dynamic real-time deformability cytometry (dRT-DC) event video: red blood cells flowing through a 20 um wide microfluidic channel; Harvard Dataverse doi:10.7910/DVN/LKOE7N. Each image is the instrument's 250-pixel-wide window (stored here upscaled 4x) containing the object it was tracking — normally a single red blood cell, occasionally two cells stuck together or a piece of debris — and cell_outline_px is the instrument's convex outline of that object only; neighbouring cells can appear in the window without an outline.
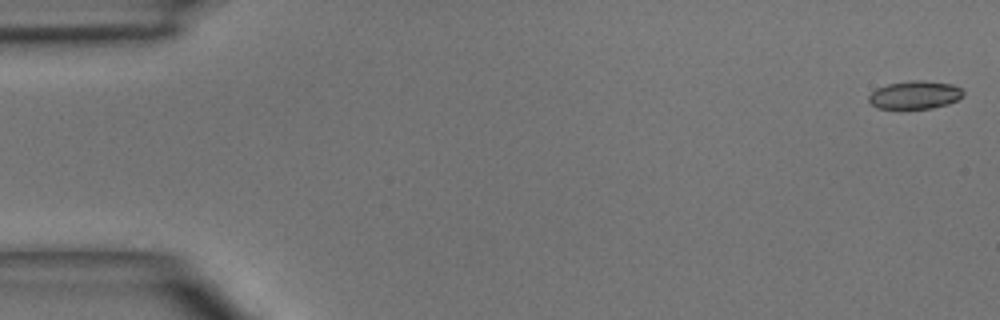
{"species": "common noctule bat (a hibernating species)", "species_latin": "Nyctalus noctula", "temperature_condition": "room temperature", "stored_images_in_passage": 5, "camera_frame_rate_fps": 3000, "um_per_image_px": 0.085, "animal": {"sex": "male", "body_mass_g": 15.6}, "frame": {"image": 1, "passage_image": 1, "time_ms": 0.0, "image_size_px": [1000, 320], "cell_outline_px": [[964, 96], [948, 104], [932, 108], [876, 108], [868, 100], [868, 96], [876, 88], [888, 84], [908, 80], [924, 80], [952, 84], [960, 88], [964, 92]], "centroid_in_image_um": [77.77, 8.05], "position_along_channel_um": 7.2, "area_um2": 15.49}}
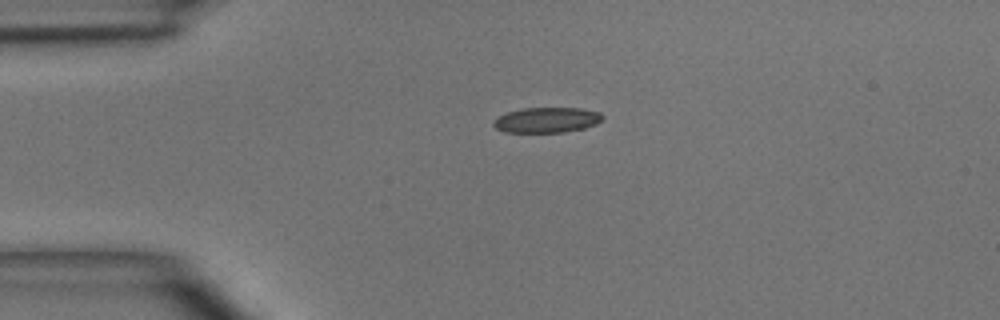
{"frame": {"image": 2, "passage_image": 4, "time_ms": 3.333, "image_size_px": [1000, 320], "cell_outline_px": [[604, 116], [596, 124], [584, 128], [564, 132], [504, 132], [496, 128], [492, 124], [492, 120], [508, 112], [524, 108], [580, 108], [600, 112]], "centroid_in_image_um": [46.47, 10.2], "position_along_channel_um": 38.5, "area_um2": 16.01}}